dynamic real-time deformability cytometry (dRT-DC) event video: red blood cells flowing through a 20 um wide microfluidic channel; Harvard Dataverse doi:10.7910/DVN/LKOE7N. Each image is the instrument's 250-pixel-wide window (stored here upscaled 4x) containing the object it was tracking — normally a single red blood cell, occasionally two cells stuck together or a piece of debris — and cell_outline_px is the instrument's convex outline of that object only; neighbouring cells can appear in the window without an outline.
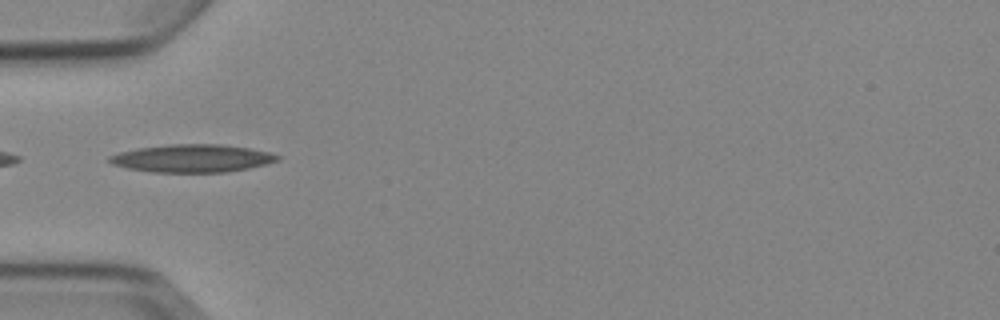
{"species": "Egyptian fruit bat (a non-hibernating species)", "species_latin": "Rousettus aegyptiacus", "temperature_condition": "cold", "stored_images_in_passage": 5, "camera_frame_rate_fps": 3000, "um_per_image_px": 0.085, "animal": {"sex": "female"}, "frame": {"image": 1, "passage_image": 2, "time_ms": 1.333, "image_size_px": [1000, 320], "cell_outline_px": [[280, 160], [248, 168], [224, 172], [152, 172], [128, 168], [112, 164], [108, 160], [108, 156], [120, 152], [140, 148], [172, 144], [224, 144], [272, 152], [280, 156]], "centroid_in_image_um": [16.36, 13.45], "position_along_channel_um": 68.6, "area_um2": 27.11}}
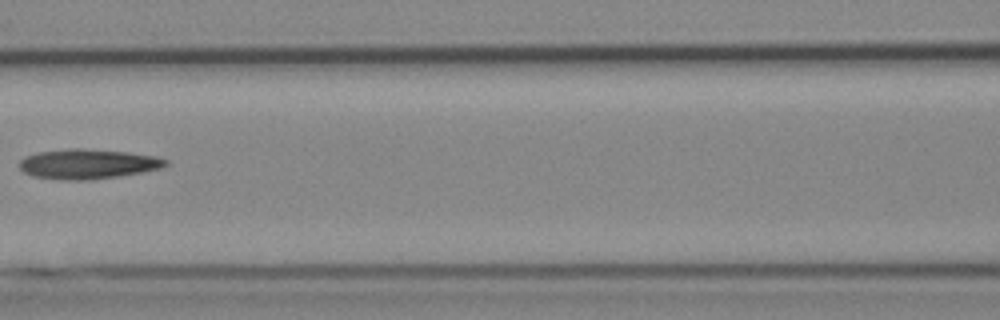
{"frame": {"image": 2, "passage_image": 4, "time_ms": 3.667, "image_size_px": [1000, 320], "cell_outline_px": [[168, 164], [164, 168], [120, 176], [92, 180], [56, 180], [32, 176], [24, 172], [20, 168], [20, 160], [24, 156], [36, 152], [72, 148], [80, 148], [128, 152], [156, 156], [168, 160]], "centroid_in_image_um": [7.47, 13.94], "position_along_channel_um": 159.1, "area_um2": 25.78}}
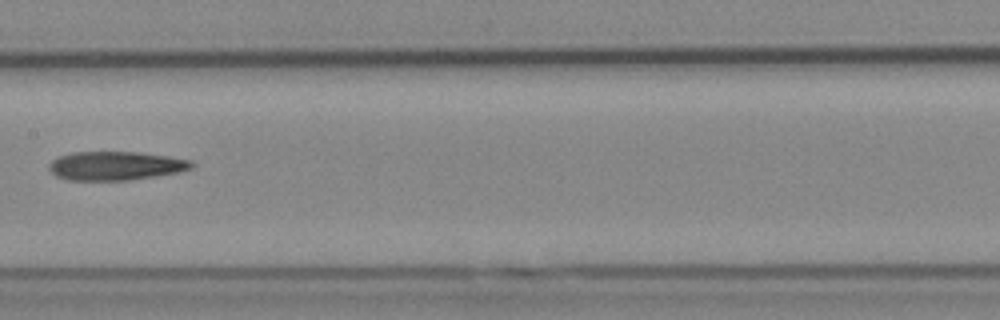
{"frame": {"image": 3, "passage_image": 5, "time_ms": 4.667, "image_size_px": [1000, 320], "cell_outline_px": [[196, 164], [192, 168], [176, 172], [156, 176], [128, 180], [68, 180], [56, 176], [48, 168], [48, 164], [52, 160], [60, 156], [72, 152], [140, 152], [168, 156], [192, 160]], "centroid_in_image_um": [9.84, 14.09], "position_along_channel_um": 197.6, "area_um2": 23.93}}